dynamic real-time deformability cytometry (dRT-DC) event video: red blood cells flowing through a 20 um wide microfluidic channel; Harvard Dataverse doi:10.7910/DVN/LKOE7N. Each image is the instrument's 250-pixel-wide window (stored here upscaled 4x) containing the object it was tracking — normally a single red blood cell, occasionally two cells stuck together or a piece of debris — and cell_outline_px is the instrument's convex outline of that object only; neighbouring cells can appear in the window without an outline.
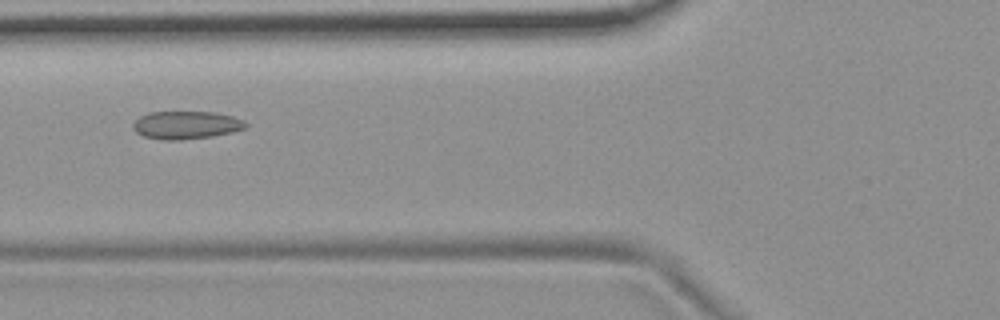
{"species": "common noctule bat (a hibernating species)", "species_latin": "Nyctalus noctula", "temperature_condition": "room temperature", "stored_images_in_passage": 6, "camera_frame_rate_fps": 3000, "um_per_image_px": 0.085, "animal": {"sex": "female", "body_mass_g": 19.9}, "frame": {"image": 1, "passage_image": 3, "time_ms": 0.667, "image_size_px": [1000, 320], "cell_outline_px": [[248, 124], [244, 128], [232, 132], [212, 136], [180, 140], [160, 140], [144, 136], [136, 132], [132, 128], [132, 124], [140, 116], [148, 112], [216, 112], [232, 116], [244, 120]], "centroid_in_image_um": [15.8, 10.63], "position_along_channel_um": 110.0, "area_um2": 18.38}}
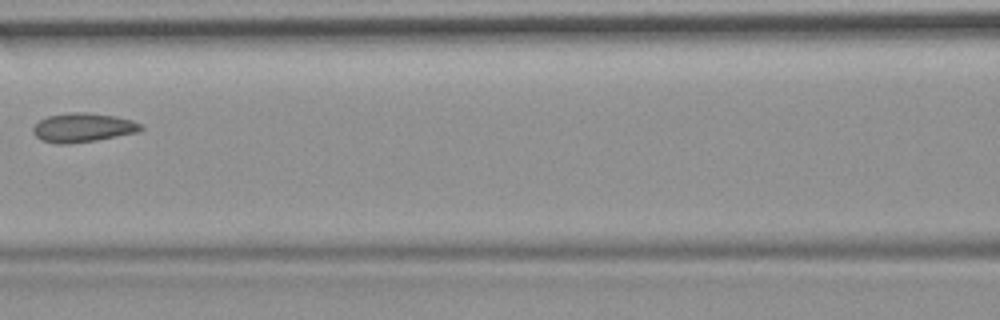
{"frame": {"image": 2, "passage_image": 4, "time_ms": 1.0, "image_size_px": [1000, 320], "cell_outline_px": [[144, 128], [140, 132], [96, 140], [68, 144], [56, 144], [40, 140], [32, 132], [32, 128], [40, 120], [48, 116], [72, 112], [88, 112], [116, 116], [132, 120], [144, 124]], "centroid_in_image_um": [7.08, 10.85], "position_along_channel_um": 159.5, "area_um2": 18.5}}